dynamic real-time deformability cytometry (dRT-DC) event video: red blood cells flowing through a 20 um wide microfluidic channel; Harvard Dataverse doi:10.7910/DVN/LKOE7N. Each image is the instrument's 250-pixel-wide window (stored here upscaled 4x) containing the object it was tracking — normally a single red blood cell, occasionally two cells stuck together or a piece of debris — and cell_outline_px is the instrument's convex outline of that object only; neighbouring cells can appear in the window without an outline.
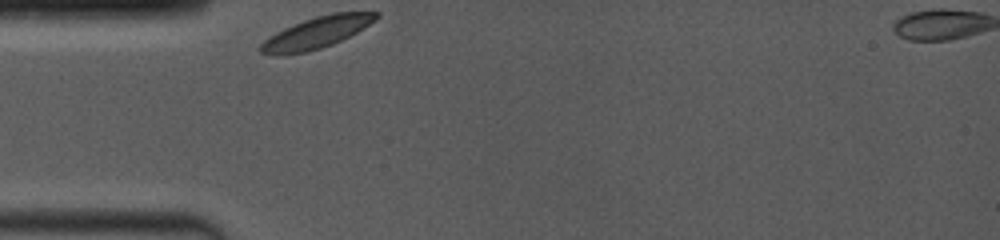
{"species": "common noctule bat (a hibernating species)", "species_latin": "Nyctalus noctula", "temperature_condition": "room temperature", "stored_images_in_passage": 8, "camera_frame_rate_fps": 4000, "um_per_image_px": 0.085, "animal": {"sex": "female", "body_mass_g": 19.0, "forearm_length_mm": 53.3}, "frame": {"image": 1, "passage_image": 1, "time_ms": 0.0, "image_size_px": [1000, 240], "cell_outline_px": [[380, 16], [376, 20], [364, 28], [332, 44], [320, 48], [304, 52], [280, 56], [276, 56], [260, 52], [260, 44], [264, 40], [276, 32], [284, 28], [304, 20], [316, 16], [332, 12], [380, 12]], "centroid_in_image_um": [26.9, 2.77], "position_along_channel_um": 58.1, "area_um2": 21.04}}